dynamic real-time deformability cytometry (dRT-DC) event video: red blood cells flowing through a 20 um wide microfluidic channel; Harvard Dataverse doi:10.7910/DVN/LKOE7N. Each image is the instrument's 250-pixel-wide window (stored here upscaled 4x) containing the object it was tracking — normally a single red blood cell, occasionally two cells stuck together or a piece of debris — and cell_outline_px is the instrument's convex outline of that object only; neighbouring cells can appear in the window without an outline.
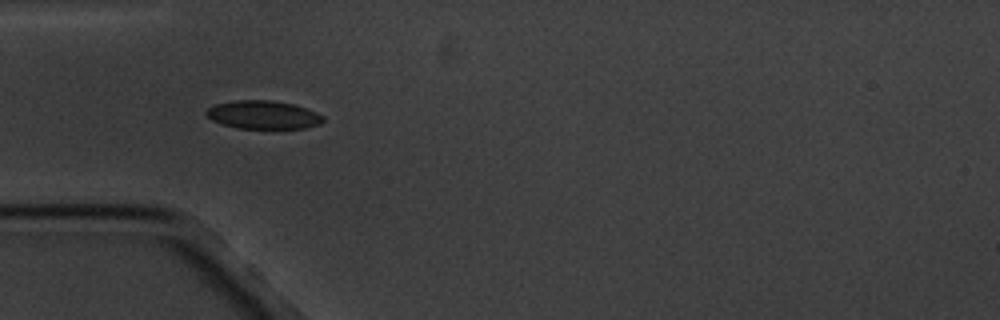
{"species": "common noctule bat (a hibernating species)", "species_latin": "Nyctalus noctula", "temperature_condition": "cold", "stored_images_in_passage": 2, "camera_frame_rate_fps": 3000, "um_per_image_px": 0.085, "animal": {"sex": "male", "body_mass_g": 20.1, "forearm_length_mm": 53.5}, "frame": {"image": 1, "passage_image": 1, "time_ms": 0.0, "image_size_px": [1000, 320], "cell_outline_px": [[324, 120], [320, 124], [304, 128], [236, 128], [212, 120], [204, 112], [208, 108], [216, 104], [236, 100], [272, 100], [292, 104], [316, 112], [324, 116]], "centroid_in_image_um": [22.37, 9.76], "position_along_channel_um": 62.6, "area_um2": 19.07}}
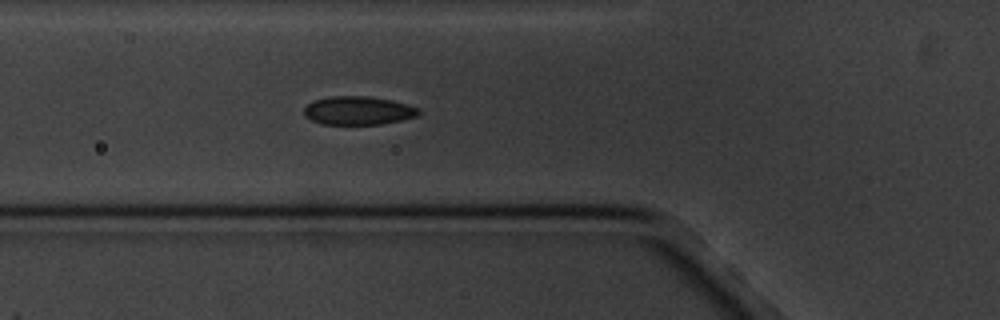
{"frame": {"image": 2, "passage_image": 2, "time_ms": 1.0, "image_size_px": [1000, 320], "cell_outline_px": [[420, 112], [416, 116], [400, 120], [380, 124], [320, 124], [304, 116], [304, 108], [312, 100], [332, 96], [368, 96], [392, 100], [420, 108]], "centroid_in_image_um": [30.42, 9.39], "position_along_channel_um": 95.4, "area_um2": 19.02}}